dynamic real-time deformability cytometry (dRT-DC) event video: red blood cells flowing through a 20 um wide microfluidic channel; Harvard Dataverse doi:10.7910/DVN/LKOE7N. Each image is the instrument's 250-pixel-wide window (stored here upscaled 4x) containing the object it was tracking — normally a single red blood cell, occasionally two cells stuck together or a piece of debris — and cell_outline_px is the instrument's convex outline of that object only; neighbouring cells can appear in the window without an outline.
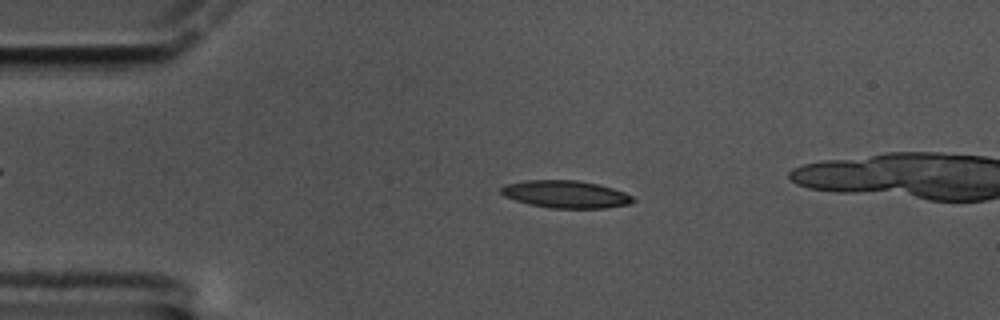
{"species": "common noctule bat (a hibernating species)", "species_latin": "Nyctalus noctula", "temperature_condition": "cold", "stored_images_in_passage": 52, "camera_frame_rate_fps": 3000, "um_per_image_px": 0.085, "animal": {"sex": "male", "body_mass_g": 17.5, "forearm_length_mm": 52.3}, "frame": {"image": 1, "passage_image": 12, "time_ms": 3.667, "image_size_px": [1000, 320], "cell_outline_px": [[636, 200], [628, 204], [604, 208], [548, 208], [516, 200], [504, 196], [500, 192], [500, 188], [504, 184], [524, 180], [580, 180], [600, 184], [624, 192], [632, 196]], "centroid_in_image_um": [48.08, 16.5], "position_along_channel_um": 36.9, "area_um2": 21.15}}
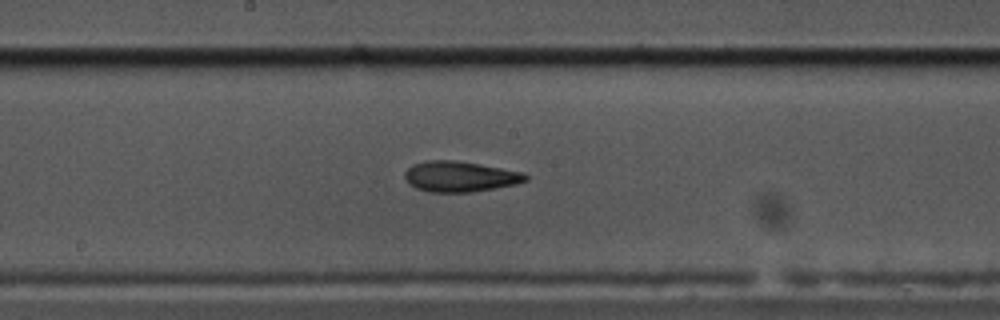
{"frame": {"image": 2, "passage_image": 30, "time_ms": 9.667, "image_size_px": [1000, 320], "cell_outline_px": [[528, 180], [516, 184], [472, 192], [428, 192], [416, 188], [404, 176], [404, 172], [412, 164], [424, 160], [456, 160], [480, 164], [524, 172], [528, 176]], "centroid_in_image_um": [39.11, 14.99], "position_along_channel_um": 209.1, "area_um2": 21.56}}
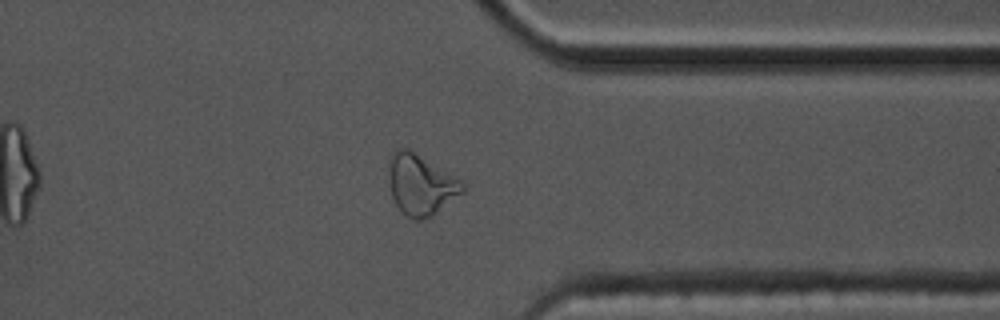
{"frame": {"image": 3, "passage_image": 45, "time_ms": 14.667, "image_size_px": [1000, 320], "cell_outline_px": [[464, 192], [432, 216], [420, 220], [412, 220], [396, 204], [392, 196], [388, 172], [388, 160], [396, 148], [408, 148], [460, 180], [464, 184]], "centroid_in_image_um": [35.75, 15.69], "position_along_channel_um": 375.7, "area_um2": 25.78}}